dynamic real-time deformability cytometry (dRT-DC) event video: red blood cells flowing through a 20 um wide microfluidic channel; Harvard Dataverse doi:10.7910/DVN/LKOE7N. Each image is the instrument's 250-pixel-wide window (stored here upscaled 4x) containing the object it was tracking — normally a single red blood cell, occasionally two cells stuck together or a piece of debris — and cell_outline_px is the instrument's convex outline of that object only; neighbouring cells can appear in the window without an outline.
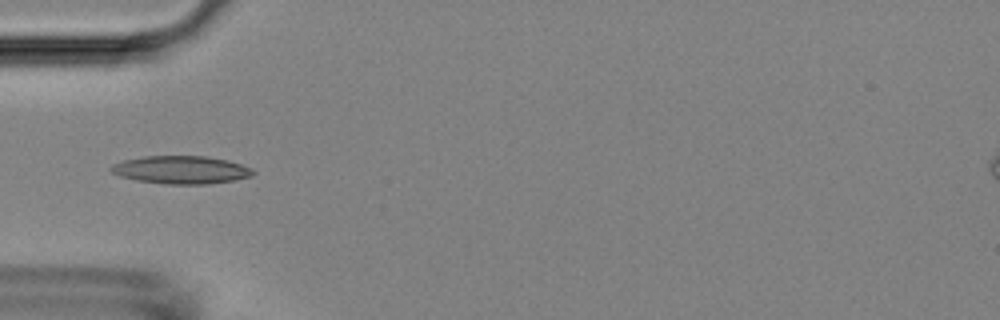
{"species": "Egyptian fruit bat (a non-hibernating species)", "species_latin": "Rousettus aegyptiacus", "temperature_condition": "room temperature", "stored_images_in_passage": 14, "camera_frame_rate_fps": 3000, "um_per_image_px": 0.085, "animal": {"sex": "female"}, "frame": {"image": 1, "passage_image": 1, "time_ms": 0.0, "image_size_px": [1000, 320], "cell_outline_px": [[256, 172], [252, 176], [236, 180], [208, 184], [164, 184], [136, 180], [120, 176], [112, 172], [108, 168], [112, 164], [124, 160], [144, 156], [204, 156], [228, 160], [252, 168]], "centroid_in_image_um": [15.4, 14.44], "position_along_channel_um": 69.6, "area_um2": 23.24}}
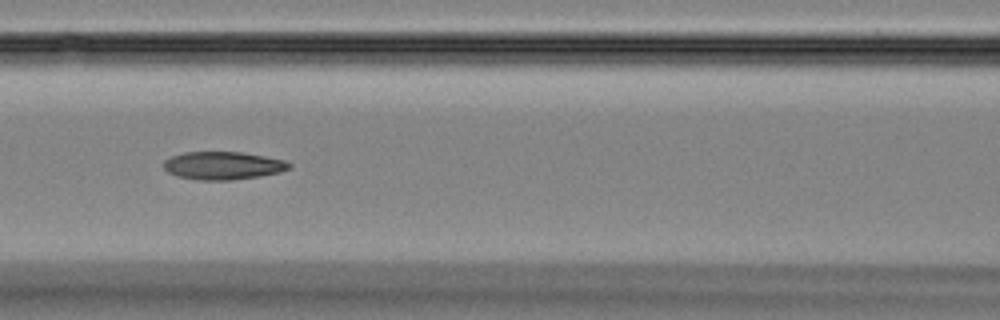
{"frame": {"image": 2, "passage_image": 7, "time_ms": 2.0, "image_size_px": [1000, 320], "cell_outline_px": [[292, 168], [280, 172], [260, 176], [232, 180], [200, 180], [176, 176], [168, 172], [164, 168], [164, 160], [172, 156], [184, 152], [244, 152], [284, 160], [292, 164]], "centroid_in_image_um": [18.97, 14.07], "position_along_channel_um": 147.6, "area_um2": 20.52}}
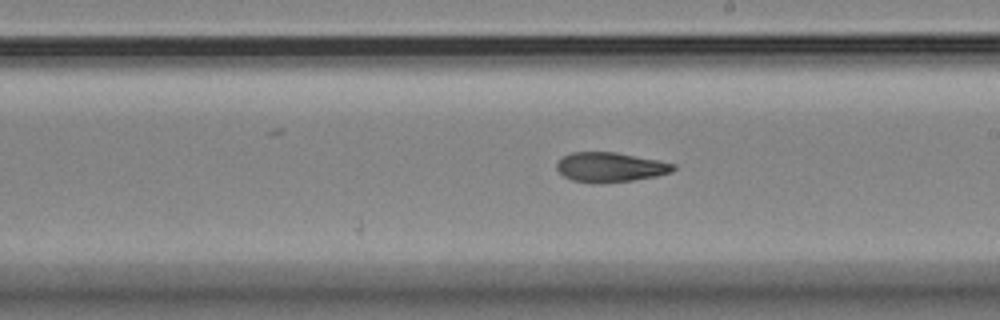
{"frame": {"image": 3, "passage_image": 14, "time_ms": 4.333, "image_size_px": [1000, 320], "cell_outline_px": [[676, 168], [672, 172], [656, 176], [632, 180], [600, 184], [592, 184], [572, 180], [564, 176], [556, 168], [556, 164], [564, 156], [572, 152], [616, 152], [676, 164]], "centroid_in_image_um": [51.86, 14.22], "position_along_channel_um": 237.1, "area_um2": 20.17}}